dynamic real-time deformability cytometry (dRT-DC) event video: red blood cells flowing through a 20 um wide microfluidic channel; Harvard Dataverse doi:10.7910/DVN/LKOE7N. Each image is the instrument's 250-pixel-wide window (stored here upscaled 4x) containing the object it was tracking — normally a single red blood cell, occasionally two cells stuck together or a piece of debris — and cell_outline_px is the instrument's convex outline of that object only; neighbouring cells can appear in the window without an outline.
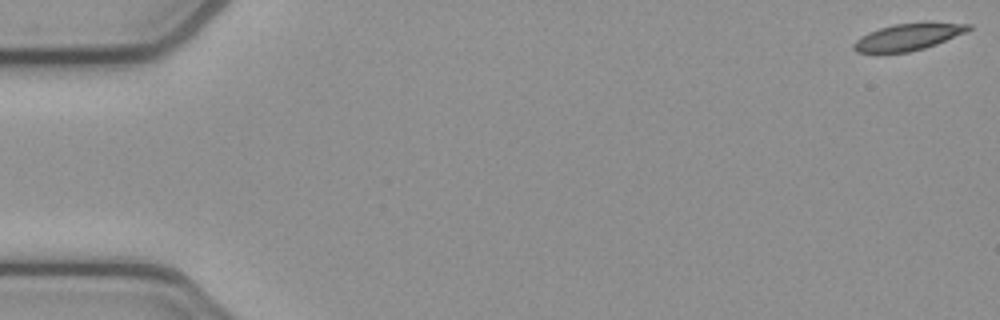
{"species": "common noctule bat (a hibernating species)", "species_latin": "Nyctalus noctula", "temperature_condition": "cold", "stored_images_in_passage": 4, "camera_frame_rate_fps": 3000, "um_per_image_px": 0.085, "animal": {"sex": "female", "body_mass_g": 21.9}, "frame": {"image": 1, "passage_image": 1, "time_ms": 0.0, "image_size_px": [1000, 320], "cell_outline_px": [[972, 28], [964, 32], [936, 44], [924, 48], [908, 52], [856, 52], [852, 48], [852, 44], [860, 36], [868, 32], [880, 28], [896, 24], [972, 24]], "centroid_in_image_um": [77.09, 3.17], "position_along_channel_um": 7.9, "area_um2": 17.11}}